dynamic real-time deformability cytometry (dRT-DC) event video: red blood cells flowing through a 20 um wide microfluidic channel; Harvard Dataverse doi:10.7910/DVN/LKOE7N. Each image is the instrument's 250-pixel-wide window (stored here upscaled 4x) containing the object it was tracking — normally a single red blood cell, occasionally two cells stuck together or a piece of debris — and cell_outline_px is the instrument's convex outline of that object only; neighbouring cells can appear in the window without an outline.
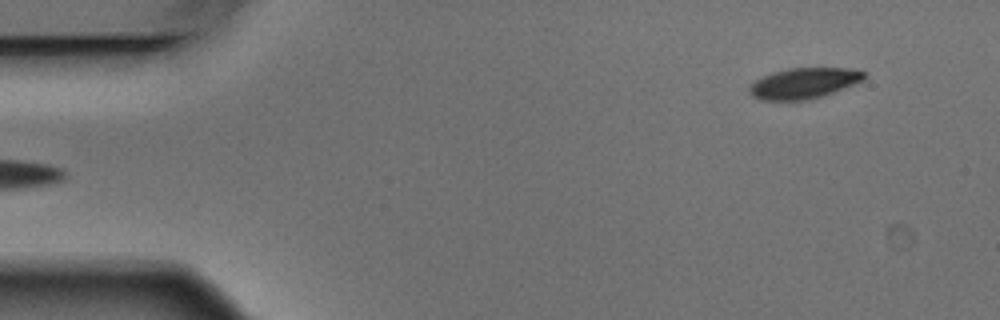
{"species": "Egyptian fruit bat (a non-hibernating species)", "species_latin": "Rousettus aegyptiacus", "temperature_condition": "warm", "stored_images_in_passage": 6, "segment_of_instrument_passage": [2, 2], "camera_frame_rate_fps": 3000, "um_per_image_px": 0.085, "animal": {"sex": "male"}, "frame": {"image": 1, "passage_image": 6, "time_ms": 1.667, "image_size_px": [1000, 320], "cell_outline_px": [[868, 72], [864, 80], [832, 92], [820, 96], [804, 100], [760, 100], [752, 96], [748, 92], [748, 88], [756, 80], [772, 72], [788, 68], [848, 68]], "centroid_in_image_um": [68.32, 7.06], "position_along_channel_um": 16.7, "area_um2": 20.4}}